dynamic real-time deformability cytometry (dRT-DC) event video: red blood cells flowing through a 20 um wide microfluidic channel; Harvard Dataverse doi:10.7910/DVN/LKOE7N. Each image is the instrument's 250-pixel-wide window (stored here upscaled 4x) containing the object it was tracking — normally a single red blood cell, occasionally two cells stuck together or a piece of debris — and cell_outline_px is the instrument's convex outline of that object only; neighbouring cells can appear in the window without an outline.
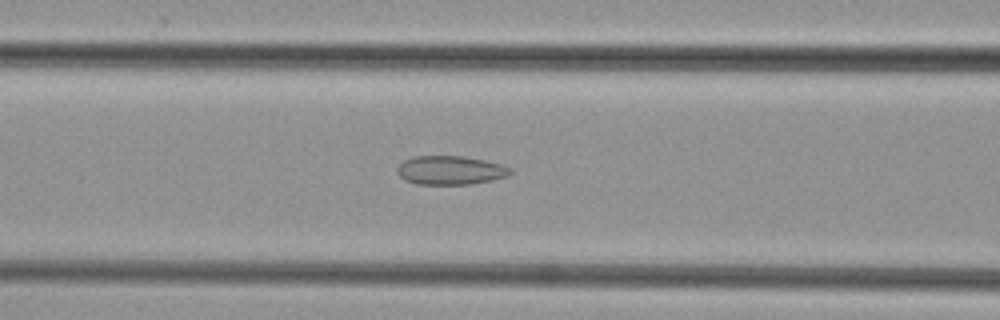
{"species": "common noctule bat (a hibernating species)", "species_latin": "Nyctalus noctula", "temperature_condition": "cold", "stored_images_in_passage": 35, "camera_frame_rate_fps": 3000, "um_per_image_px": 0.085, "animal": {"sex": "female", "body_mass_g": 29.2, "forearm_length_mm": 56.3}, "frame": {"image": 1, "passage_image": 12, "time_ms": 3.667, "image_size_px": [1000, 320], "cell_outline_px": [[512, 172], [508, 176], [492, 180], [472, 184], [416, 184], [404, 180], [396, 172], [396, 168], [404, 160], [412, 156], [464, 156], [484, 160], [500, 164], [512, 168]], "centroid_in_image_um": [38.27, 14.47], "position_along_channel_um": 128.3, "area_um2": 19.13}}
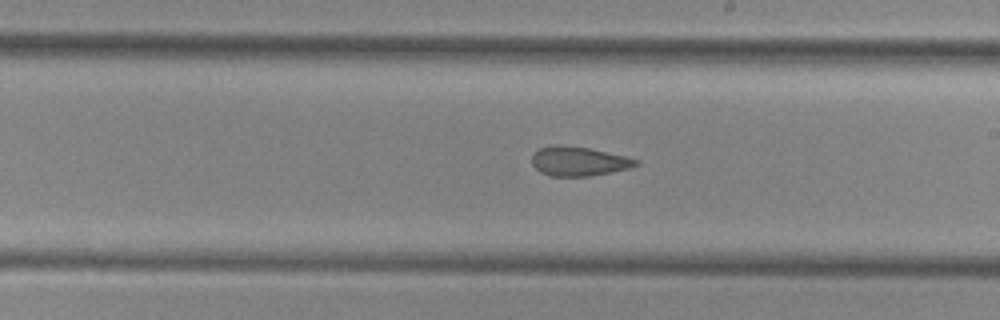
{"frame": {"image": 2, "passage_image": 20, "time_ms": 6.333, "image_size_px": [1000, 320], "cell_outline_px": [[640, 164], [628, 168], [592, 176], [552, 176], [540, 172], [532, 164], [532, 156], [540, 148], [552, 144], [560, 144], [588, 148], [624, 156], [640, 160]], "centroid_in_image_um": [49.18, 13.7], "position_along_channel_um": 239.8, "area_um2": 17.69}}
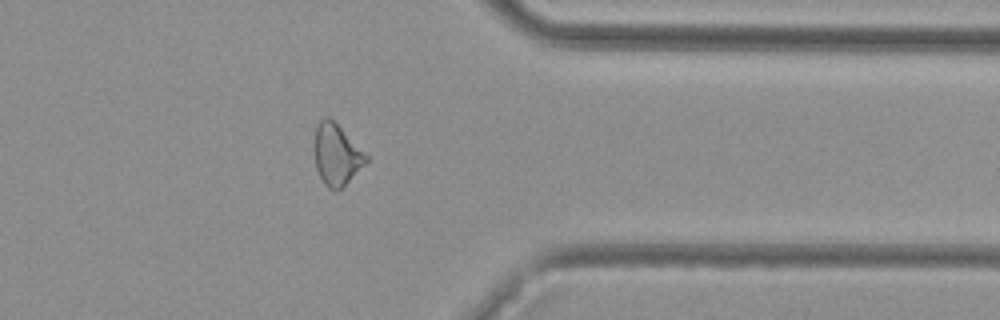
{"frame": {"image": 3, "passage_image": 31, "time_ms": 10.0, "image_size_px": [1000, 320], "cell_outline_px": [[368, 160], [344, 188], [336, 192], [328, 188], [324, 184], [316, 168], [312, 152], [316, 128], [320, 120], [328, 116], [368, 156]], "centroid_in_image_um": [28.57, 13.21], "position_along_channel_um": 382.8, "area_um2": 18.55}}